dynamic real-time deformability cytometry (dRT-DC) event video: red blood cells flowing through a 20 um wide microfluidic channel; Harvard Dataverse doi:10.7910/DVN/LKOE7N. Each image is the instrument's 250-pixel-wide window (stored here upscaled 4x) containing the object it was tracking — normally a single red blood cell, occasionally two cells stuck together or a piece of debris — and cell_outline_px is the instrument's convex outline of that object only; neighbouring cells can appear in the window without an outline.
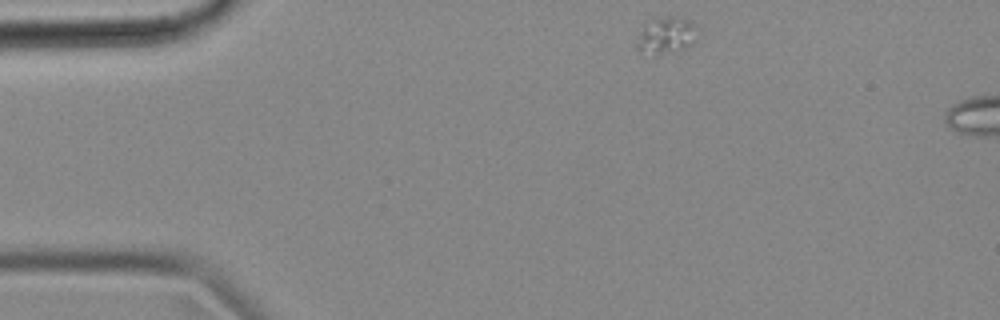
{"species": "common noctule bat (a hibernating species)", "species_latin": "Nyctalus noctula", "temperature_condition": "cold", "stored_images_in_passage": 45, "camera_frame_rate_fps": 3000, "um_per_image_px": 0.085, "animal": {"sex": "female", "body_mass_g": 18.4}, "frame": {"image": 1, "passage_image": 1, "time_ms": 0.0, "image_size_px": [1000, 320], "cell_outline_px": [[696, 24], [692, 44], [680, 52], [652, 60], [636, 48], [640, 32], [644, 24], [652, 20], [668, 16], [672, 16]], "centroid_in_image_um": [56.56, 3.14], "position_along_channel_um": 28.4, "area_um2": 13.47}}
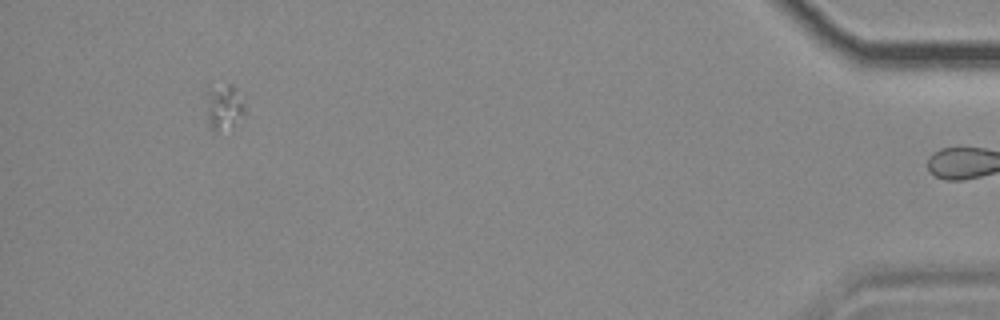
{"frame": {"image": 2, "passage_image": 44, "time_ms": 14.333, "image_size_px": [1000, 320], "cell_outline_px": [[244, 112], [232, 124], [216, 132], [212, 128], [208, 116], [204, 92], [208, 84], [232, 84], [244, 96]], "centroid_in_image_um": [18.99, 8.93], "position_along_channel_um": 416.2, "area_um2": 10.4}}